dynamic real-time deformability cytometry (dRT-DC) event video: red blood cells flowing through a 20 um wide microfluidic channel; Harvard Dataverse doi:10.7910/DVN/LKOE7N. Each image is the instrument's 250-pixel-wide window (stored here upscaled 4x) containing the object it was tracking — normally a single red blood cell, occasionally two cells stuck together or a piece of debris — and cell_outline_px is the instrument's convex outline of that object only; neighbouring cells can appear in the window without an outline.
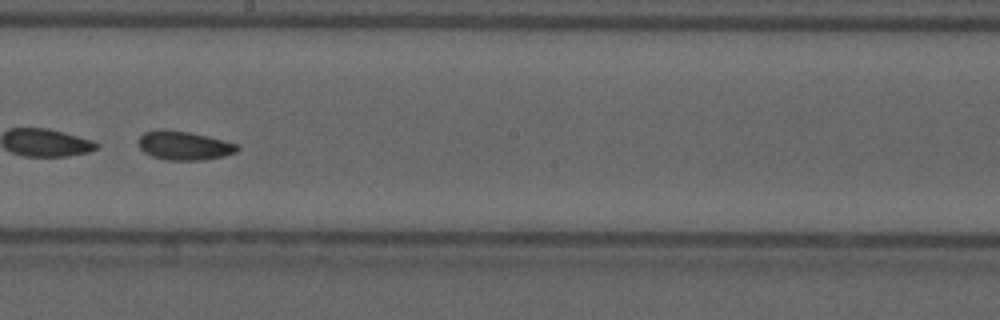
{"species": "common noctule bat (a hibernating species)", "species_latin": "Nyctalus noctula", "temperature_condition": "cold", "stored_images_in_passage": 53, "segment_of_instrument_passage": [2, 2], "camera_frame_rate_fps": 3000, "um_per_image_px": 0.085, "animal": {"sex": "male", "forearm_length_mm": 52.5}, "frame": {"image": 1, "passage_image": 30, "time_ms": 9.667, "image_size_px": [1000, 320], "cell_outline_px": [[240, 148], [236, 152], [224, 156], [200, 160], [168, 160], [152, 156], [144, 152], [136, 144], [136, 140], [144, 132], [188, 132], [208, 136], [236, 144]], "centroid_in_image_um": [15.65, 12.41], "position_along_channel_um": 232.6, "area_um2": 16.07}}